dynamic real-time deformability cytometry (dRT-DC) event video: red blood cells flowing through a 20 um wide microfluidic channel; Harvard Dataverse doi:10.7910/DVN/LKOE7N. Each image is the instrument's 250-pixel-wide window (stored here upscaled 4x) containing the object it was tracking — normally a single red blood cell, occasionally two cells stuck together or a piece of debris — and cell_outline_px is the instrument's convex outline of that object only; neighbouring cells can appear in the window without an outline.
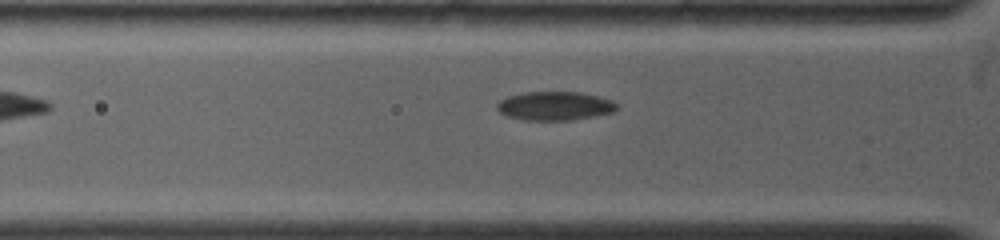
{"species": "common noctule bat (a hibernating species)", "species_latin": "Nyctalus noctula", "temperature_condition": "warm", "stored_images_in_passage": 54, "camera_frame_rate_fps": 5000, "um_per_image_px": 0.085, "animal": {"sex": "female", "body_mass_g": 19.0, "forearm_length_mm": 53.3}, "frame": {"image": 1, "passage_image": 4, "time_ms": 0.6, "image_size_px": [1000, 240], "cell_outline_px": [[616, 108], [612, 112], [572, 120], [524, 120], [508, 116], [500, 112], [496, 108], [496, 104], [500, 100], [508, 96], [524, 92], [580, 92], [612, 100], [616, 104]], "centroid_in_image_um": [47.11, 9.0], "position_along_channel_um": 78.7, "area_um2": 19.88}}
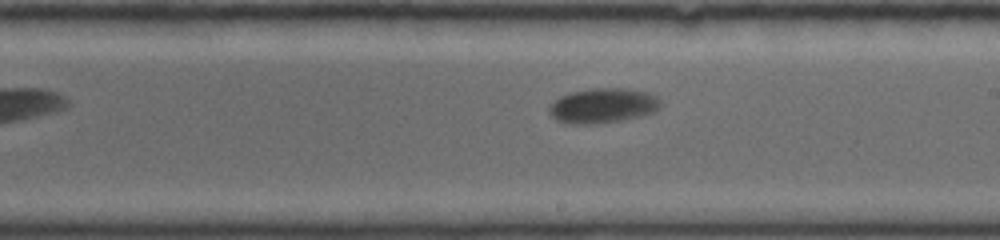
{"frame": {"image": 2, "passage_image": 25, "time_ms": 4.8, "image_size_px": [1000, 240], "cell_outline_px": [[664, 104], [660, 108], [652, 112], [640, 116], [620, 120], [584, 124], [556, 120], [548, 112], [548, 108], [560, 96], [572, 92], [592, 88], [624, 88], [644, 92], [656, 96]], "centroid_in_image_um": [51.27, 8.96], "position_along_channel_um": 237.7, "area_um2": 22.2}}
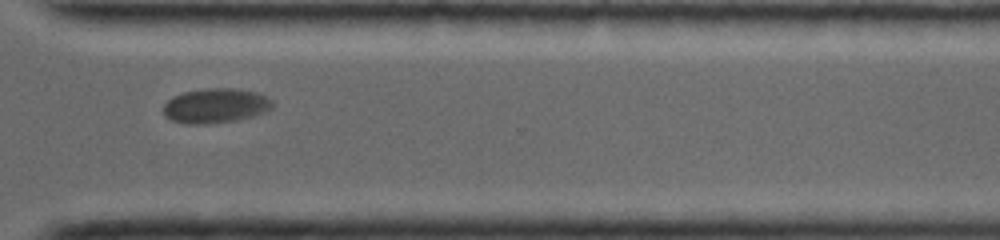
{"frame": {"image": 3, "passage_image": 40, "time_ms": 7.8, "image_size_px": [1000, 240], "cell_outline_px": [[276, 104], [272, 108], [264, 112], [252, 116], [236, 120], [200, 124], [188, 124], [172, 120], [164, 116], [164, 104], [172, 96], [184, 92], [208, 88], [232, 88], [256, 92], [268, 96]], "centroid_in_image_um": [18.35, 8.97], "position_along_channel_um": 352.3, "area_um2": 22.02}}